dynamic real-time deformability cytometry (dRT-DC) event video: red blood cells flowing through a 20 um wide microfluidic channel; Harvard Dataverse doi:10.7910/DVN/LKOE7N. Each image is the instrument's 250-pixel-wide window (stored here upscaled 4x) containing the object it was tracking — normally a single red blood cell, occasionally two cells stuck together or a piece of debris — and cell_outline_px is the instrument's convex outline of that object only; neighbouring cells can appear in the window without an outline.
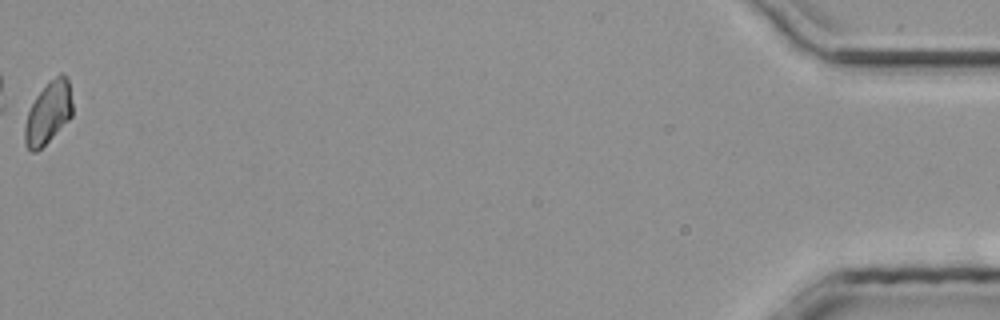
{"species": "common noctule bat (a hibernating species)", "species_latin": "Nyctalus noctula", "temperature_condition": "room temperature", "stored_images_in_passage": 31, "camera_frame_rate_fps": 3000, "um_per_image_px": 0.085, "animal": {"sex": "male", "body_mass_g": 20.4}, "frame": {"image": 1, "passage_image": 31, "time_ms": 10.0, "image_size_px": [1000, 320], "cell_outline_px": [[72, 116], [36, 152], [32, 152], [24, 144], [24, 124], [28, 112], [36, 96], [60, 72], [64, 72], [68, 80], [72, 104]], "centroid_in_image_um": [4.09, 9.59], "position_along_channel_um": 431.1, "area_um2": 16.88}}